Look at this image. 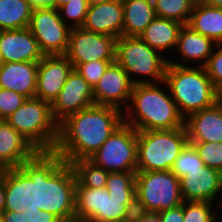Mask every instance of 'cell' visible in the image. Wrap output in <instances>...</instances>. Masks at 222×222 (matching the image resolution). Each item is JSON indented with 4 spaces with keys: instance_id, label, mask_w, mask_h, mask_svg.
I'll return each mask as SVG.
<instances>
[{
    "instance_id": "42",
    "label": "cell",
    "mask_w": 222,
    "mask_h": 222,
    "mask_svg": "<svg viewBox=\"0 0 222 222\" xmlns=\"http://www.w3.org/2000/svg\"><path fill=\"white\" fill-rule=\"evenodd\" d=\"M5 208L4 169L0 170V214Z\"/></svg>"
},
{
    "instance_id": "36",
    "label": "cell",
    "mask_w": 222,
    "mask_h": 222,
    "mask_svg": "<svg viewBox=\"0 0 222 222\" xmlns=\"http://www.w3.org/2000/svg\"><path fill=\"white\" fill-rule=\"evenodd\" d=\"M115 60H98L90 61L88 63L78 64L75 69L79 74L87 81V83L94 89L98 84L100 78L104 74L105 70Z\"/></svg>"
},
{
    "instance_id": "30",
    "label": "cell",
    "mask_w": 222,
    "mask_h": 222,
    "mask_svg": "<svg viewBox=\"0 0 222 222\" xmlns=\"http://www.w3.org/2000/svg\"><path fill=\"white\" fill-rule=\"evenodd\" d=\"M195 3V0H155L154 8L157 17L185 25L188 24Z\"/></svg>"
},
{
    "instance_id": "17",
    "label": "cell",
    "mask_w": 222,
    "mask_h": 222,
    "mask_svg": "<svg viewBox=\"0 0 222 222\" xmlns=\"http://www.w3.org/2000/svg\"><path fill=\"white\" fill-rule=\"evenodd\" d=\"M188 142H222V103L194 112L185 118Z\"/></svg>"
},
{
    "instance_id": "46",
    "label": "cell",
    "mask_w": 222,
    "mask_h": 222,
    "mask_svg": "<svg viewBox=\"0 0 222 222\" xmlns=\"http://www.w3.org/2000/svg\"><path fill=\"white\" fill-rule=\"evenodd\" d=\"M69 1L73 0H55V9H59L61 6L67 4Z\"/></svg>"
},
{
    "instance_id": "21",
    "label": "cell",
    "mask_w": 222,
    "mask_h": 222,
    "mask_svg": "<svg viewBox=\"0 0 222 222\" xmlns=\"http://www.w3.org/2000/svg\"><path fill=\"white\" fill-rule=\"evenodd\" d=\"M5 208L22 213L30 202V177L20 168L4 169Z\"/></svg>"
},
{
    "instance_id": "41",
    "label": "cell",
    "mask_w": 222,
    "mask_h": 222,
    "mask_svg": "<svg viewBox=\"0 0 222 222\" xmlns=\"http://www.w3.org/2000/svg\"><path fill=\"white\" fill-rule=\"evenodd\" d=\"M128 222H161L160 214L136 210Z\"/></svg>"
},
{
    "instance_id": "28",
    "label": "cell",
    "mask_w": 222,
    "mask_h": 222,
    "mask_svg": "<svg viewBox=\"0 0 222 222\" xmlns=\"http://www.w3.org/2000/svg\"><path fill=\"white\" fill-rule=\"evenodd\" d=\"M77 182L82 187L105 188L109 172L95 165L89 159H79L71 163Z\"/></svg>"
},
{
    "instance_id": "37",
    "label": "cell",
    "mask_w": 222,
    "mask_h": 222,
    "mask_svg": "<svg viewBox=\"0 0 222 222\" xmlns=\"http://www.w3.org/2000/svg\"><path fill=\"white\" fill-rule=\"evenodd\" d=\"M88 8L89 5L86 0H73L61 6L58 11L62 15L65 14L67 19L74 21V24L71 25L72 28H79L82 27L85 22Z\"/></svg>"
},
{
    "instance_id": "20",
    "label": "cell",
    "mask_w": 222,
    "mask_h": 222,
    "mask_svg": "<svg viewBox=\"0 0 222 222\" xmlns=\"http://www.w3.org/2000/svg\"><path fill=\"white\" fill-rule=\"evenodd\" d=\"M38 62H6L0 65V88L35 97Z\"/></svg>"
},
{
    "instance_id": "5",
    "label": "cell",
    "mask_w": 222,
    "mask_h": 222,
    "mask_svg": "<svg viewBox=\"0 0 222 222\" xmlns=\"http://www.w3.org/2000/svg\"><path fill=\"white\" fill-rule=\"evenodd\" d=\"M5 121L39 152H53L59 138V124L51 104L37 97L27 98Z\"/></svg>"
},
{
    "instance_id": "22",
    "label": "cell",
    "mask_w": 222,
    "mask_h": 222,
    "mask_svg": "<svg viewBox=\"0 0 222 222\" xmlns=\"http://www.w3.org/2000/svg\"><path fill=\"white\" fill-rule=\"evenodd\" d=\"M124 21L122 36H140L157 17L151 0H122Z\"/></svg>"
},
{
    "instance_id": "29",
    "label": "cell",
    "mask_w": 222,
    "mask_h": 222,
    "mask_svg": "<svg viewBox=\"0 0 222 222\" xmlns=\"http://www.w3.org/2000/svg\"><path fill=\"white\" fill-rule=\"evenodd\" d=\"M136 210V199L110 198L108 190L104 188L101 222H128Z\"/></svg>"
},
{
    "instance_id": "45",
    "label": "cell",
    "mask_w": 222,
    "mask_h": 222,
    "mask_svg": "<svg viewBox=\"0 0 222 222\" xmlns=\"http://www.w3.org/2000/svg\"><path fill=\"white\" fill-rule=\"evenodd\" d=\"M110 1H113V0H86V2L88 3L89 6L101 4V3H106V2H110Z\"/></svg>"
},
{
    "instance_id": "2",
    "label": "cell",
    "mask_w": 222,
    "mask_h": 222,
    "mask_svg": "<svg viewBox=\"0 0 222 222\" xmlns=\"http://www.w3.org/2000/svg\"><path fill=\"white\" fill-rule=\"evenodd\" d=\"M121 110L93 105L68 116L59 124L54 149L66 163L88 159L124 123Z\"/></svg>"
},
{
    "instance_id": "16",
    "label": "cell",
    "mask_w": 222,
    "mask_h": 222,
    "mask_svg": "<svg viewBox=\"0 0 222 222\" xmlns=\"http://www.w3.org/2000/svg\"><path fill=\"white\" fill-rule=\"evenodd\" d=\"M179 181L184 201L212 202L222 188V173L204 165L187 172Z\"/></svg>"
},
{
    "instance_id": "19",
    "label": "cell",
    "mask_w": 222,
    "mask_h": 222,
    "mask_svg": "<svg viewBox=\"0 0 222 222\" xmlns=\"http://www.w3.org/2000/svg\"><path fill=\"white\" fill-rule=\"evenodd\" d=\"M39 151L5 120H0V170L19 167Z\"/></svg>"
},
{
    "instance_id": "39",
    "label": "cell",
    "mask_w": 222,
    "mask_h": 222,
    "mask_svg": "<svg viewBox=\"0 0 222 222\" xmlns=\"http://www.w3.org/2000/svg\"><path fill=\"white\" fill-rule=\"evenodd\" d=\"M219 51L212 53L204 66L208 77L218 92L222 90V45L217 44Z\"/></svg>"
},
{
    "instance_id": "47",
    "label": "cell",
    "mask_w": 222,
    "mask_h": 222,
    "mask_svg": "<svg viewBox=\"0 0 222 222\" xmlns=\"http://www.w3.org/2000/svg\"><path fill=\"white\" fill-rule=\"evenodd\" d=\"M219 101L222 103V90L219 92Z\"/></svg>"
},
{
    "instance_id": "11",
    "label": "cell",
    "mask_w": 222,
    "mask_h": 222,
    "mask_svg": "<svg viewBox=\"0 0 222 222\" xmlns=\"http://www.w3.org/2000/svg\"><path fill=\"white\" fill-rule=\"evenodd\" d=\"M117 38L82 27L71 28L65 56L75 68L78 64L98 60H115Z\"/></svg>"
},
{
    "instance_id": "26",
    "label": "cell",
    "mask_w": 222,
    "mask_h": 222,
    "mask_svg": "<svg viewBox=\"0 0 222 222\" xmlns=\"http://www.w3.org/2000/svg\"><path fill=\"white\" fill-rule=\"evenodd\" d=\"M213 40L197 33L187 24L183 25L178 36L176 47L184 59L202 60L204 67L213 52Z\"/></svg>"
},
{
    "instance_id": "32",
    "label": "cell",
    "mask_w": 222,
    "mask_h": 222,
    "mask_svg": "<svg viewBox=\"0 0 222 222\" xmlns=\"http://www.w3.org/2000/svg\"><path fill=\"white\" fill-rule=\"evenodd\" d=\"M204 166L203 161L199 157L196 149L190 143H187L176 158L171 171L178 179L184 177L187 172L199 170Z\"/></svg>"
},
{
    "instance_id": "3",
    "label": "cell",
    "mask_w": 222,
    "mask_h": 222,
    "mask_svg": "<svg viewBox=\"0 0 222 222\" xmlns=\"http://www.w3.org/2000/svg\"><path fill=\"white\" fill-rule=\"evenodd\" d=\"M130 99L136 112L132 114L127 111L130 121L128 119L126 122L124 117V123L132 126L136 131L171 130L184 127L185 118L180 114L172 96H168L153 83L134 85Z\"/></svg>"
},
{
    "instance_id": "23",
    "label": "cell",
    "mask_w": 222,
    "mask_h": 222,
    "mask_svg": "<svg viewBox=\"0 0 222 222\" xmlns=\"http://www.w3.org/2000/svg\"><path fill=\"white\" fill-rule=\"evenodd\" d=\"M187 25L197 33L212 39L214 45L222 44V8L196 2Z\"/></svg>"
},
{
    "instance_id": "6",
    "label": "cell",
    "mask_w": 222,
    "mask_h": 222,
    "mask_svg": "<svg viewBox=\"0 0 222 222\" xmlns=\"http://www.w3.org/2000/svg\"><path fill=\"white\" fill-rule=\"evenodd\" d=\"M188 143L185 127L137 131V172L171 170Z\"/></svg>"
},
{
    "instance_id": "7",
    "label": "cell",
    "mask_w": 222,
    "mask_h": 222,
    "mask_svg": "<svg viewBox=\"0 0 222 222\" xmlns=\"http://www.w3.org/2000/svg\"><path fill=\"white\" fill-rule=\"evenodd\" d=\"M136 208L158 213L183 204L180 181L171 170L136 172Z\"/></svg>"
},
{
    "instance_id": "31",
    "label": "cell",
    "mask_w": 222,
    "mask_h": 222,
    "mask_svg": "<svg viewBox=\"0 0 222 222\" xmlns=\"http://www.w3.org/2000/svg\"><path fill=\"white\" fill-rule=\"evenodd\" d=\"M136 172H109L106 189L113 199H136Z\"/></svg>"
},
{
    "instance_id": "49",
    "label": "cell",
    "mask_w": 222,
    "mask_h": 222,
    "mask_svg": "<svg viewBox=\"0 0 222 222\" xmlns=\"http://www.w3.org/2000/svg\"><path fill=\"white\" fill-rule=\"evenodd\" d=\"M2 57H1V53H0V65L2 64Z\"/></svg>"
},
{
    "instance_id": "24",
    "label": "cell",
    "mask_w": 222,
    "mask_h": 222,
    "mask_svg": "<svg viewBox=\"0 0 222 222\" xmlns=\"http://www.w3.org/2000/svg\"><path fill=\"white\" fill-rule=\"evenodd\" d=\"M182 26L177 21L156 17L138 37L153 49L164 50L177 44Z\"/></svg>"
},
{
    "instance_id": "14",
    "label": "cell",
    "mask_w": 222,
    "mask_h": 222,
    "mask_svg": "<svg viewBox=\"0 0 222 222\" xmlns=\"http://www.w3.org/2000/svg\"><path fill=\"white\" fill-rule=\"evenodd\" d=\"M133 86L126 71L116 62L111 63L93 89L94 104L121 110L120 102L130 100Z\"/></svg>"
},
{
    "instance_id": "25",
    "label": "cell",
    "mask_w": 222,
    "mask_h": 222,
    "mask_svg": "<svg viewBox=\"0 0 222 222\" xmlns=\"http://www.w3.org/2000/svg\"><path fill=\"white\" fill-rule=\"evenodd\" d=\"M76 222H101L104 188L82 187L76 182Z\"/></svg>"
},
{
    "instance_id": "38",
    "label": "cell",
    "mask_w": 222,
    "mask_h": 222,
    "mask_svg": "<svg viewBox=\"0 0 222 222\" xmlns=\"http://www.w3.org/2000/svg\"><path fill=\"white\" fill-rule=\"evenodd\" d=\"M26 99L15 91L0 88V120L14 113Z\"/></svg>"
},
{
    "instance_id": "4",
    "label": "cell",
    "mask_w": 222,
    "mask_h": 222,
    "mask_svg": "<svg viewBox=\"0 0 222 222\" xmlns=\"http://www.w3.org/2000/svg\"><path fill=\"white\" fill-rule=\"evenodd\" d=\"M199 67L192 68L172 61H168L166 67L164 83L168 85L171 96L183 117L211 107L219 101V92L205 68Z\"/></svg>"
},
{
    "instance_id": "48",
    "label": "cell",
    "mask_w": 222,
    "mask_h": 222,
    "mask_svg": "<svg viewBox=\"0 0 222 222\" xmlns=\"http://www.w3.org/2000/svg\"><path fill=\"white\" fill-rule=\"evenodd\" d=\"M0 222H4L2 214H0Z\"/></svg>"
},
{
    "instance_id": "8",
    "label": "cell",
    "mask_w": 222,
    "mask_h": 222,
    "mask_svg": "<svg viewBox=\"0 0 222 222\" xmlns=\"http://www.w3.org/2000/svg\"><path fill=\"white\" fill-rule=\"evenodd\" d=\"M115 62L128 74L131 82L152 83V81L132 80L130 74L137 73L154 77L164 82L168 60L160 56L157 50L143 42L138 36H121L116 40Z\"/></svg>"
},
{
    "instance_id": "44",
    "label": "cell",
    "mask_w": 222,
    "mask_h": 222,
    "mask_svg": "<svg viewBox=\"0 0 222 222\" xmlns=\"http://www.w3.org/2000/svg\"><path fill=\"white\" fill-rule=\"evenodd\" d=\"M202 2L210 7L222 8V0H203Z\"/></svg>"
},
{
    "instance_id": "13",
    "label": "cell",
    "mask_w": 222,
    "mask_h": 222,
    "mask_svg": "<svg viewBox=\"0 0 222 222\" xmlns=\"http://www.w3.org/2000/svg\"><path fill=\"white\" fill-rule=\"evenodd\" d=\"M73 69L65 55H44L38 62L35 97L52 104Z\"/></svg>"
},
{
    "instance_id": "27",
    "label": "cell",
    "mask_w": 222,
    "mask_h": 222,
    "mask_svg": "<svg viewBox=\"0 0 222 222\" xmlns=\"http://www.w3.org/2000/svg\"><path fill=\"white\" fill-rule=\"evenodd\" d=\"M33 8L27 0H0V31L28 27Z\"/></svg>"
},
{
    "instance_id": "40",
    "label": "cell",
    "mask_w": 222,
    "mask_h": 222,
    "mask_svg": "<svg viewBox=\"0 0 222 222\" xmlns=\"http://www.w3.org/2000/svg\"><path fill=\"white\" fill-rule=\"evenodd\" d=\"M161 222H183L182 204L178 207L158 212Z\"/></svg>"
},
{
    "instance_id": "1",
    "label": "cell",
    "mask_w": 222,
    "mask_h": 222,
    "mask_svg": "<svg viewBox=\"0 0 222 222\" xmlns=\"http://www.w3.org/2000/svg\"><path fill=\"white\" fill-rule=\"evenodd\" d=\"M30 177L27 208L53 213L62 222H76V175L71 164L53 152H38L19 166Z\"/></svg>"
},
{
    "instance_id": "34",
    "label": "cell",
    "mask_w": 222,
    "mask_h": 222,
    "mask_svg": "<svg viewBox=\"0 0 222 222\" xmlns=\"http://www.w3.org/2000/svg\"><path fill=\"white\" fill-rule=\"evenodd\" d=\"M2 216L4 222H62L53 213L37 208H27L22 213L4 210Z\"/></svg>"
},
{
    "instance_id": "43",
    "label": "cell",
    "mask_w": 222,
    "mask_h": 222,
    "mask_svg": "<svg viewBox=\"0 0 222 222\" xmlns=\"http://www.w3.org/2000/svg\"><path fill=\"white\" fill-rule=\"evenodd\" d=\"M34 8L36 7H54L55 0H27Z\"/></svg>"
},
{
    "instance_id": "10",
    "label": "cell",
    "mask_w": 222,
    "mask_h": 222,
    "mask_svg": "<svg viewBox=\"0 0 222 222\" xmlns=\"http://www.w3.org/2000/svg\"><path fill=\"white\" fill-rule=\"evenodd\" d=\"M54 7L33 8L28 29L37 40L44 55H65L72 27Z\"/></svg>"
},
{
    "instance_id": "12",
    "label": "cell",
    "mask_w": 222,
    "mask_h": 222,
    "mask_svg": "<svg viewBox=\"0 0 222 222\" xmlns=\"http://www.w3.org/2000/svg\"><path fill=\"white\" fill-rule=\"evenodd\" d=\"M93 105H95L93 88L74 68L51 104V112L54 120L60 124L68 116Z\"/></svg>"
},
{
    "instance_id": "33",
    "label": "cell",
    "mask_w": 222,
    "mask_h": 222,
    "mask_svg": "<svg viewBox=\"0 0 222 222\" xmlns=\"http://www.w3.org/2000/svg\"><path fill=\"white\" fill-rule=\"evenodd\" d=\"M194 146L203 164L222 173V142H188Z\"/></svg>"
},
{
    "instance_id": "9",
    "label": "cell",
    "mask_w": 222,
    "mask_h": 222,
    "mask_svg": "<svg viewBox=\"0 0 222 222\" xmlns=\"http://www.w3.org/2000/svg\"><path fill=\"white\" fill-rule=\"evenodd\" d=\"M88 159L108 172H137V131L123 123Z\"/></svg>"
},
{
    "instance_id": "15",
    "label": "cell",
    "mask_w": 222,
    "mask_h": 222,
    "mask_svg": "<svg viewBox=\"0 0 222 222\" xmlns=\"http://www.w3.org/2000/svg\"><path fill=\"white\" fill-rule=\"evenodd\" d=\"M0 53L2 62H39L44 54L32 32L26 28L1 30Z\"/></svg>"
},
{
    "instance_id": "35",
    "label": "cell",
    "mask_w": 222,
    "mask_h": 222,
    "mask_svg": "<svg viewBox=\"0 0 222 222\" xmlns=\"http://www.w3.org/2000/svg\"><path fill=\"white\" fill-rule=\"evenodd\" d=\"M183 202V222H211L214 214H211V202L208 201Z\"/></svg>"
},
{
    "instance_id": "18",
    "label": "cell",
    "mask_w": 222,
    "mask_h": 222,
    "mask_svg": "<svg viewBox=\"0 0 222 222\" xmlns=\"http://www.w3.org/2000/svg\"><path fill=\"white\" fill-rule=\"evenodd\" d=\"M124 10L122 0L89 6L82 28L103 35L122 36Z\"/></svg>"
}]
</instances>
